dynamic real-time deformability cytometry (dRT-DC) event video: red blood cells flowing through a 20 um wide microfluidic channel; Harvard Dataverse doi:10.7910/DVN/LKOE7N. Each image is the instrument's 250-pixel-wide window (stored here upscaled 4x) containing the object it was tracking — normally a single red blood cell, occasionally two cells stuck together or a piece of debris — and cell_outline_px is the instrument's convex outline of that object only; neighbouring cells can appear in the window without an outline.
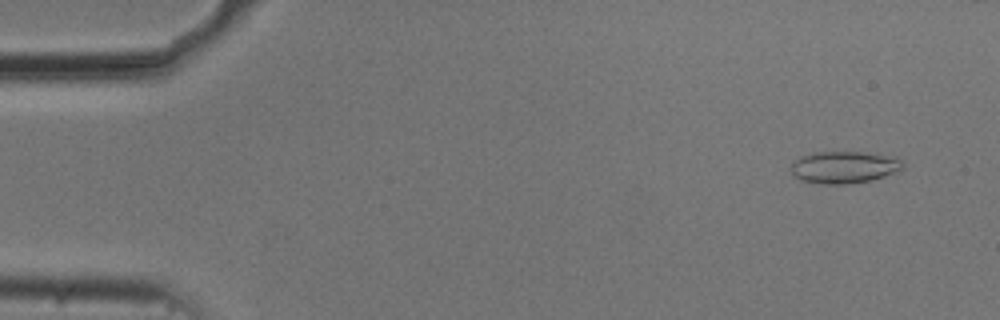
{"species": "common noctule bat (a hibernating species)", "species_latin": "Nyctalus noctula", "temperature_condition": "cold", "stored_images_in_passage": 51, "camera_frame_rate_fps": 3000, "um_per_image_px": 0.085, "animal": {"sex": "male", "body_mass_g": 20.5, "forearm_length_mm": 52.5}, "frame": {"image": 1, "passage_image": 4, "time_ms": 1.0, "image_size_px": [1000, 320], "cell_outline_px": [[904, 168], [896, 172], [872, 180], [848, 184], [820, 184], [800, 180], [788, 168], [800, 156], [812, 152], [860, 152], [896, 156], [904, 164]], "centroid_in_image_um": [71.75, 14.21], "position_along_channel_um": 13.3, "area_um2": 21.1}}
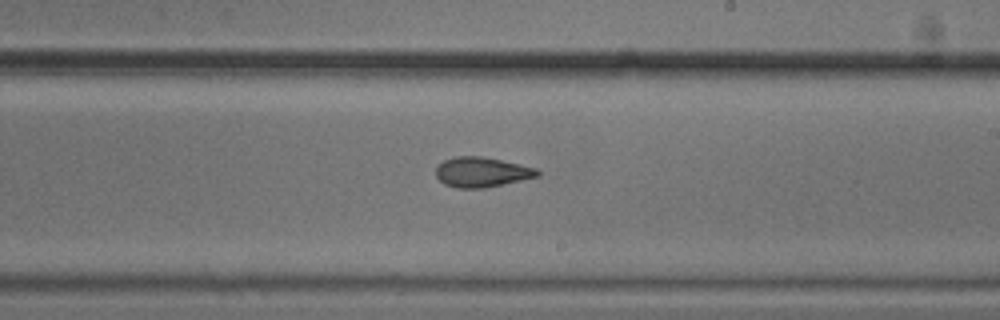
{"frame": {"image": 2, "passage_image": 32, "time_ms": 10.333, "image_size_px": [1000, 320], "cell_outline_px": [[540, 176], [484, 188], [456, 188], [444, 184], [436, 176], [436, 168], [444, 160], [456, 156], [480, 156], [520, 164], [536, 168], [540, 172]], "centroid_in_image_um": [40.95, 14.63], "position_along_channel_um": 248.1, "area_um2": 17.63}}
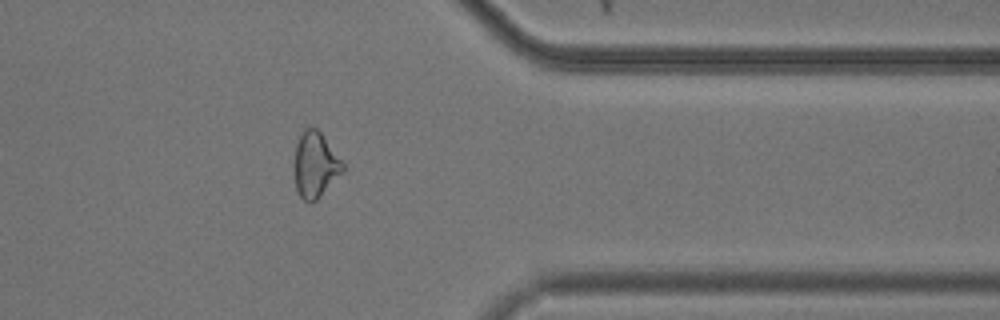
{"frame": {"image": 3, "passage_image": 44, "time_ms": 14.333, "image_size_px": [1000, 320], "cell_outline_px": [[344, 172], [312, 204], [304, 200], [300, 196], [296, 188], [292, 172], [292, 164], [296, 144], [304, 128], [316, 128], [320, 132], [344, 164]], "centroid_in_image_um": [26.75, 14.04], "position_along_channel_um": 384.6, "area_um2": 18.79}, "authors_computed_cell_mechanics": {"area_um2": 18.496, "velocity_mm_per_s": 3.7189, "shape_relaxation_time_tau1_ms": 3.867, "shape_relaxation_time_tau2_ms": 2.4803, "deformation_change_tau1": 0.1271, "deformation_change_tau2": 0.103}}